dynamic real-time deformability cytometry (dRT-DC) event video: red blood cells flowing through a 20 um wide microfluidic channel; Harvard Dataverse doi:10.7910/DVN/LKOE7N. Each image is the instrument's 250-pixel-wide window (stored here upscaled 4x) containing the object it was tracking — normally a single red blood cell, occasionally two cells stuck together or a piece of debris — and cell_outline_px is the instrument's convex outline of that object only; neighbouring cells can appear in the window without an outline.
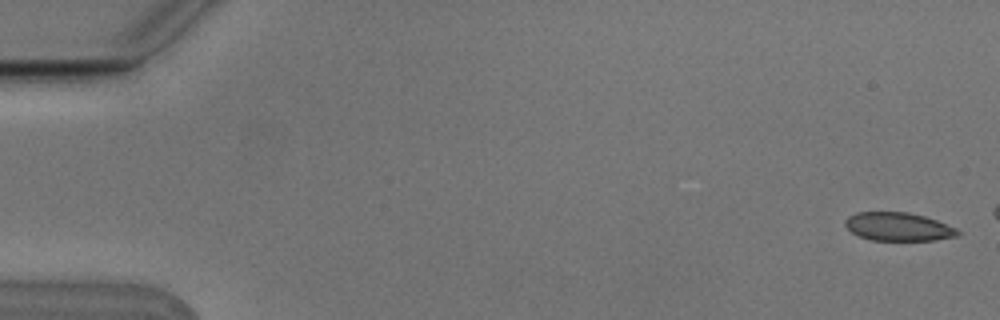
{"species": "Egyptian fruit bat (a non-hibernating species)", "species_latin": "Rousettus aegyptiacus", "temperature_condition": "cold", "stored_images_in_passage": 4, "camera_frame_rate_fps": 3000, "um_per_image_px": 0.085, "animal": {"sex": "male"}, "frame": {"image": 1, "passage_image": 1, "time_ms": 0.0, "image_size_px": [1000, 320], "cell_outline_px": [[960, 232], [956, 236], [932, 240], [872, 240], [860, 236], [852, 232], [844, 224], [844, 220], [848, 216], [856, 212], [908, 212], [924, 216], [936, 220], [956, 228]], "centroid_in_image_um": [76.32, 19.26], "position_along_channel_um": 8.7, "area_um2": 18.44}}